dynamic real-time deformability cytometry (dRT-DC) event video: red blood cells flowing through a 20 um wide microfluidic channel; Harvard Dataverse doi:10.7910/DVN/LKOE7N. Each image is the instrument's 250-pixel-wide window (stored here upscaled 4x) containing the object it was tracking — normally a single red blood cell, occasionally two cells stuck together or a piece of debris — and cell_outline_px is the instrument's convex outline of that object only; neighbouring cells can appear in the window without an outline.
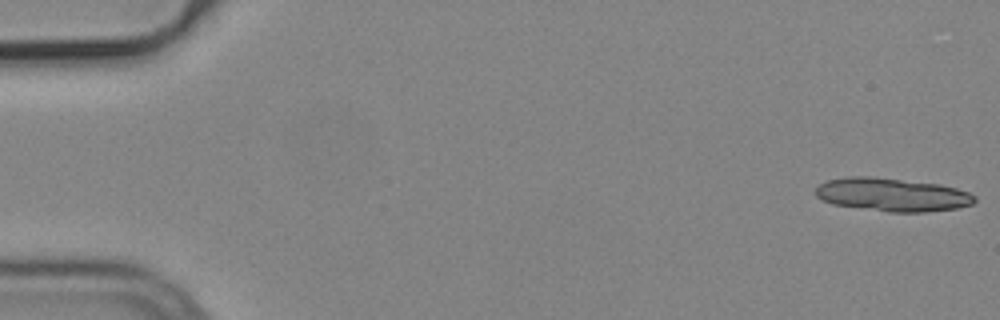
{"species": "common noctule bat (a hibernating species)", "species_latin": "Nyctalus noctula", "temperature_condition": "cold", "stored_images_in_passage": 15, "camera_frame_rate_fps": 3000, "um_per_image_px": 0.085, "animal": {"sex": "male", "body_mass_g": 19.2, "forearm_length_mm": 51.8}, "frame": {"image": 1, "passage_image": 1, "time_ms": 0.0, "image_size_px": [1000, 320], "cell_outline_px": [[976, 200], [972, 204], [956, 208], [928, 212], [888, 212], [832, 204], [816, 196], [816, 188], [820, 184], [828, 180], [848, 176], [868, 176], [940, 184], [956, 188], [968, 192], [976, 196]], "centroid_in_image_um": [75.85, 16.55], "position_along_channel_um": 9.2, "area_um2": 30.81}}